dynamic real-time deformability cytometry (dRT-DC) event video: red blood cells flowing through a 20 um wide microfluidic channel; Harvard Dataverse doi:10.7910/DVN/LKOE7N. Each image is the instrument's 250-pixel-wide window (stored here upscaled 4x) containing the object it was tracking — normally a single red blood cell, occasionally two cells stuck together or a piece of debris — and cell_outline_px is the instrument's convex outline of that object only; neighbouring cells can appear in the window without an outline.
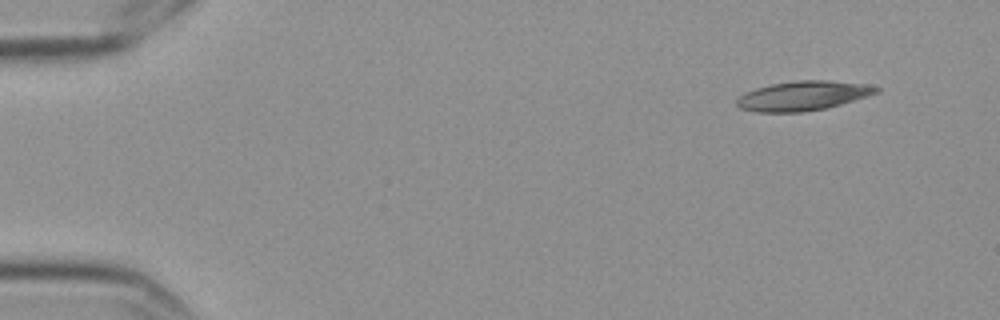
{"species": "Egyptian fruit bat (a non-hibernating species)", "species_latin": "Rousettus aegyptiacus", "temperature_condition": "cold", "stored_images_in_passage": 6, "camera_frame_rate_fps": 3000, "um_per_image_px": 0.085, "frame": {"image": 1, "passage_image": 1, "time_ms": 0.0, "image_size_px": [1000, 320], "cell_outline_px": [[880, 92], [868, 96], [828, 108], [804, 112], [756, 112], [740, 108], [736, 104], [736, 100], [744, 92], [768, 84], [796, 80], [828, 80], [864, 84], [880, 88]], "centroid_in_image_um": [68.24, 8.14], "position_along_channel_um": 16.8, "area_um2": 24.16}}
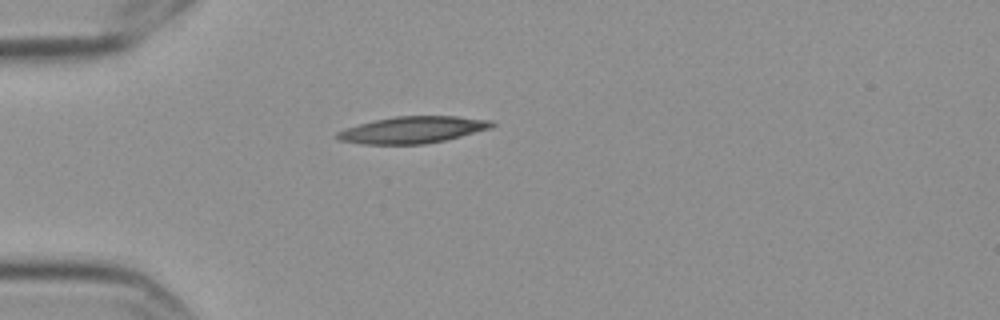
{"frame": {"image": 2, "passage_image": 4, "time_ms": 1.0, "image_size_px": [1000, 320], "cell_outline_px": [[496, 124], [492, 128], [444, 140], [424, 144], [364, 144], [340, 140], [336, 136], [336, 132], [344, 128], [376, 120], [396, 116], [456, 116], [492, 120]], "centroid_in_image_um": [35.1, 11.03], "position_along_channel_um": 49.9, "area_um2": 23.93}}
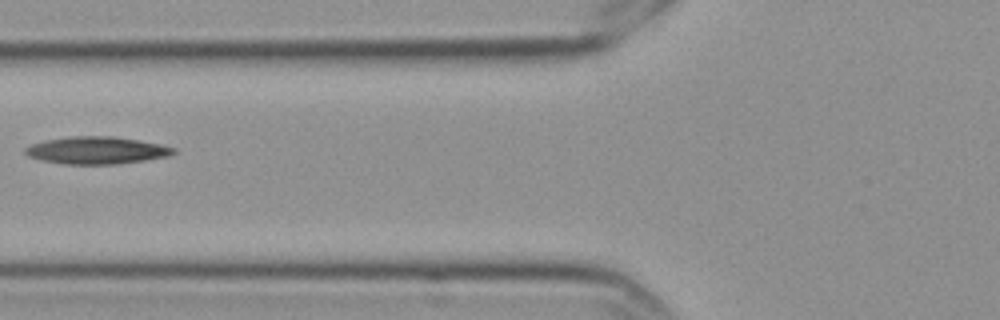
{"frame": {"image": 3, "passage_image": 6, "time_ms": 1.667, "image_size_px": [1000, 320], "cell_outline_px": [[176, 152], [168, 156], [144, 160], [116, 164], [64, 164], [44, 160], [28, 156], [24, 152], [24, 148], [32, 144], [44, 140], [72, 136], [112, 136], [140, 140], [160, 144], [176, 148]], "centroid_in_image_um": [8.22, 12.77], "position_along_channel_um": 117.6, "area_um2": 23.52}}